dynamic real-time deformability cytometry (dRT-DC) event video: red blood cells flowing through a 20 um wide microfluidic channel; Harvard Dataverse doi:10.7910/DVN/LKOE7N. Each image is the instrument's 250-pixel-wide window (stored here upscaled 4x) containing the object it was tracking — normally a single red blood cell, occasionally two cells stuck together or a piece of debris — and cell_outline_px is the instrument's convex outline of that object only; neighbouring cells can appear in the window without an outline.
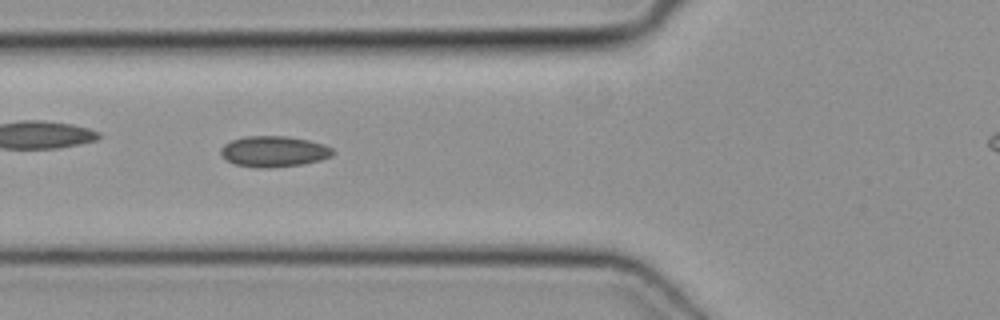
{"species": "common noctule bat (a hibernating species)", "species_latin": "Nyctalus noctula", "temperature_condition": "cold", "stored_images_in_passage": 38, "camera_frame_rate_fps": 3000, "um_per_image_px": 0.085, "animal": {"sex": "female", "body_mass_g": 19.3, "forearm_length_mm": 54.1}, "frame": {"image": 1, "passage_image": 12, "time_ms": 3.667, "image_size_px": [1000, 320], "cell_outline_px": [[336, 152], [332, 156], [320, 160], [304, 164], [272, 168], [256, 168], [236, 164], [228, 160], [220, 152], [220, 148], [224, 144], [232, 140], [244, 136], [288, 136], [308, 140], [324, 144], [332, 148]], "centroid_in_image_um": [23.31, 12.87], "position_along_channel_um": 102.5, "area_um2": 20.29}}
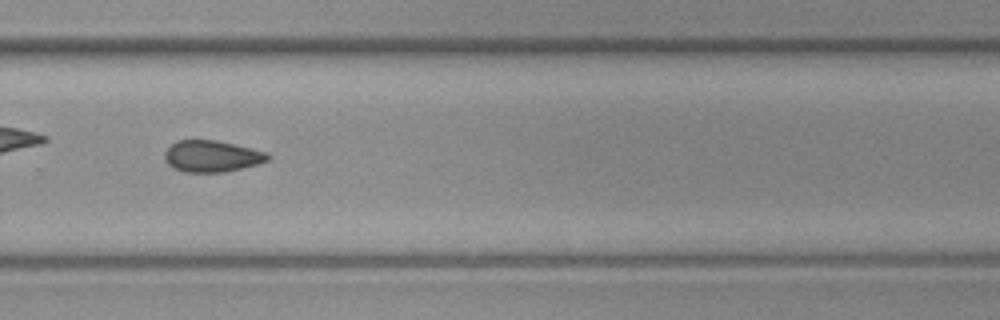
{"frame": {"image": 2, "passage_image": 27, "time_ms": 8.667, "image_size_px": [1000, 320], "cell_outline_px": [[272, 156], [268, 160], [256, 164], [224, 172], [184, 172], [168, 164], [164, 156], [164, 152], [176, 140], [216, 140], [268, 152]], "centroid_in_image_um": [18.01, 13.27], "position_along_channel_um": 311.8, "area_um2": 18.79}}